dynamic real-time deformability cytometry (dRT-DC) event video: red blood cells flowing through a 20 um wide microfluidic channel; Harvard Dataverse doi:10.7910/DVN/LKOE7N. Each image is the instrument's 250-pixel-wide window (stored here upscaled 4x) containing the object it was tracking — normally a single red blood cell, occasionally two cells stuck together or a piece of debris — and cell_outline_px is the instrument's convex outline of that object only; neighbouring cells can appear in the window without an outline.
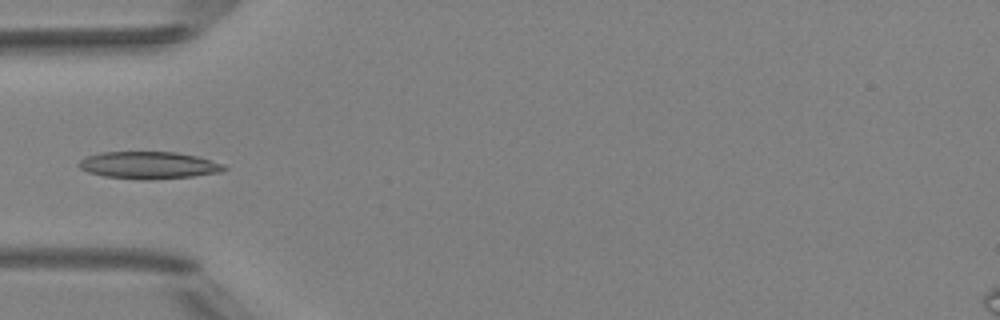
{"species": "Egyptian fruit bat (a non-hibernating species)", "species_latin": "Rousettus aegyptiacus", "temperature_condition": "room temperature", "stored_images_in_passage": 6, "camera_frame_rate_fps": 3000, "um_per_image_px": 0.085, "animal": {"sex": "female"}, "frame": {"image": 1, "passage_image": 5, "time_ms": 4.667, "image_size_px": [1000, 320], "cell_outline_px": [[228, 168], [220, 172], [192, 176], [148, 180], [144, 180], [104, 176], [88, 172], [80, 168], [76, 164], [84, 156], [100, 152], [176, 152], [196, 156], [224, 164]], "centroid_in_image_um": [12.6, 14.04], "position_along_channel_um": 72.4, "area_um2": 23.06}}
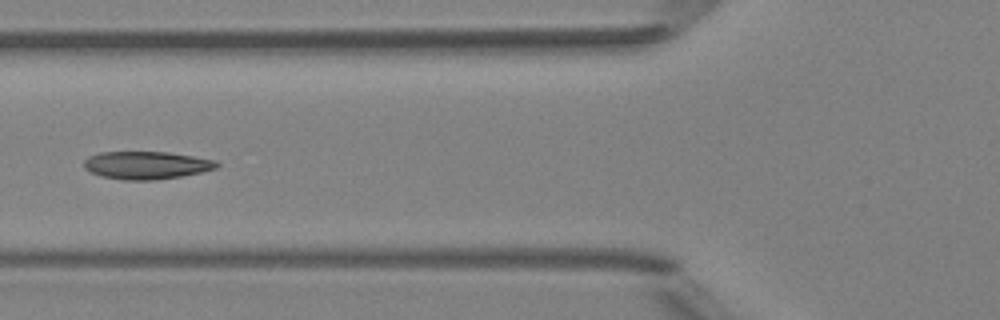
{"frame": {"image": 2, "passage_image": 6, "time_ms": 5.667, "image_size_px": [1000, 320], "cell_outline_px": [[220, 164], [216, 168], [200, 172], [180, 176], [156, 180], [124, 180], [100, 176], [84, 168], [84, 160], [88, 156], [100, 152], [168, 152], [216, 160]], "centroid_in_image_um": [12.43, 14.04], "position_along_channel_um": 113.4, "area_um2": 21.44}}